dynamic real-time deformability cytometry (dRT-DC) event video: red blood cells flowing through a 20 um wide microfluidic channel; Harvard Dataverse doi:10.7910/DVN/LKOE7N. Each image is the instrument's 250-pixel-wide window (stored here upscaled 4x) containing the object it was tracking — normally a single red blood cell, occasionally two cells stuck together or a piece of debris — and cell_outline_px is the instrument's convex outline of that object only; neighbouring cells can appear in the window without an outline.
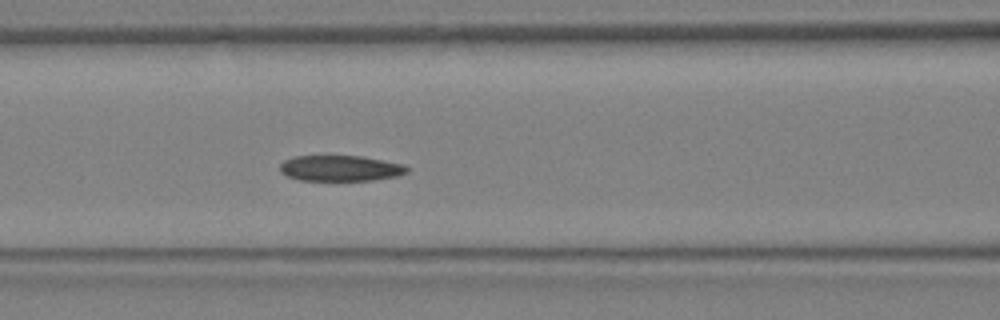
{"species": "Egyptian fruit bat (a non-hibernating species)", "species_latin": "Rousettus aegyptiacus", "temperature_condition": "warm", "stored_images_in_passage": 11, "camera_frame_rate_fps": 3000, "um_per_image_px": 0.085, "animal": {"sex": "female"}, "frame": {"image": 1, "passage_image": 11, "time_ms": 3.333, "image_size_px": [1000, 320], "cell_outline_px": [[408, 172], [396, 176], [372, 180], [300, 180], [288, 176], [280, 172], [280, 164], [284, 160], [296, 156], [364, 156], [404, 164], [408, 168]], "centroid_in_image_um": [28.94, 14.29], "position_along_channel_um": 137.7, "area_um2": 19.02}}